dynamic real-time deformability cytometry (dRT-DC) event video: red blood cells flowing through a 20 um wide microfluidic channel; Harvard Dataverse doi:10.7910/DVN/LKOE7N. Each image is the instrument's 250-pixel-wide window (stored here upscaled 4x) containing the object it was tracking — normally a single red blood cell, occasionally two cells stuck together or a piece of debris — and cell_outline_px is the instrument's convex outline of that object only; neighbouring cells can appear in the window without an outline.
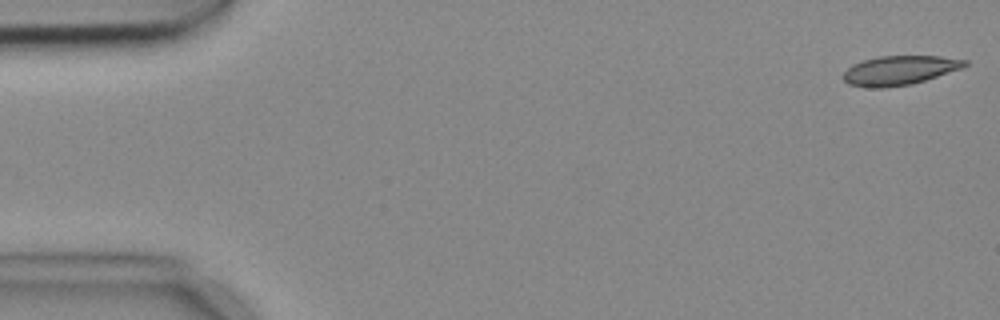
{"species": "common noctule bat (a hibernating species)", "species_latin": "Nyctalus noctula", "temperature_condition": "cold", "stored_images_in_passage": 5, "camera_frame_rate_fps": 3000, "um_per_image_px": 0.085, "animal": {"sex": "female", "body_mass_g": 18.4}, "frame": {"image": 1, "passage_image": 1, "time_ms": 0.0, "image_size_px": [1000, 320], "cell_outline_px": [[968, 64], [960, 68], [912, 84], [884, 88], [868, 88], [848, 84], [844, 80], [844, 72], [852, 64], [864, 60], [880, 56], [940, 56], [968, 60]], "centroid_in_image_um": [76.42, 5.98], "position_along_channel_um": 8.6, "area_um2": 20.52}}
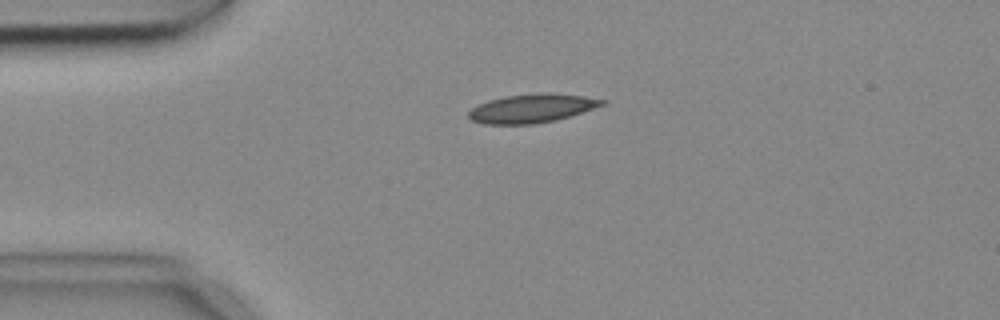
{"frame": {"image": 2, "passage_image": 4, "time_ms": 1.0, "image_size_px": [1000, 320], "cell_outline_px": [[608, 100], [604, 104], [556, 120], [536, 124], [484, 124], [472, 120], [468, 116], [468, 112], [476, 104], [488, 100], [504, 96], [540, 92], [548, 92], [584, 96]], "centroid_in_image_um": [45.16, 9.2], "position_along_channel_um": 39.8, "area_um2": 22.37}}